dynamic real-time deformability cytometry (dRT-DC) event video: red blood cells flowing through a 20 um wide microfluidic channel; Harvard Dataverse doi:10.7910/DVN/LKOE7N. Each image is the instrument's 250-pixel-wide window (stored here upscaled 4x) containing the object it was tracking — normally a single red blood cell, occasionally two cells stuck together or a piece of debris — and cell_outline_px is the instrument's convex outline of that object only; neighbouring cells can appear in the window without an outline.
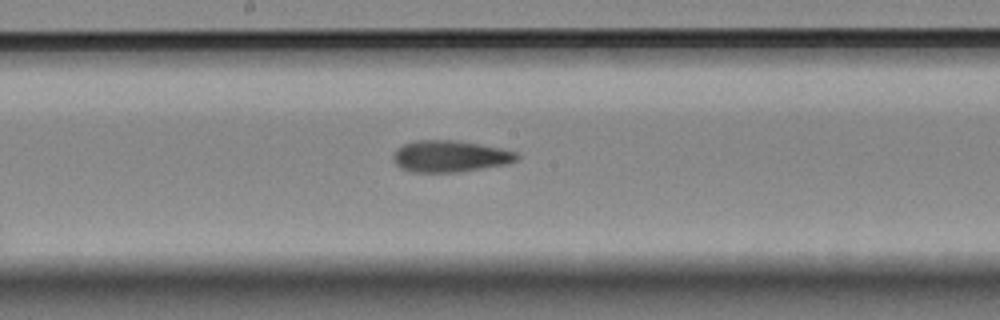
{"species": "Egyptian fruit bat (a non-hibernating species)", "species_latin": "Rousettus aegyptiacus", "temperature_condition": "room temperature", "stored_images_in_passage": 11, "camera_frame_rate_fps": 3000, "um_per_image_px": 0.085, "animal": {"sex": "female"}, "frame": {"image": 1, "passage_image": 11, "time_ms": 13.0, "image_size_px": [1000, 320], "cell_outline_px": [[520, 156], [516, 160], [508, 164], [460, 172], [412, 172], [400, 168], [392, 160], [392, 156], [396, 148], [412, 140], [456, 140], [480, 144], [500, 148], [516, 152]], "centroid_in_image_um": [38.22, 13.28], "position_along_channel_um": 210.0, "area_um2": 23.0}}